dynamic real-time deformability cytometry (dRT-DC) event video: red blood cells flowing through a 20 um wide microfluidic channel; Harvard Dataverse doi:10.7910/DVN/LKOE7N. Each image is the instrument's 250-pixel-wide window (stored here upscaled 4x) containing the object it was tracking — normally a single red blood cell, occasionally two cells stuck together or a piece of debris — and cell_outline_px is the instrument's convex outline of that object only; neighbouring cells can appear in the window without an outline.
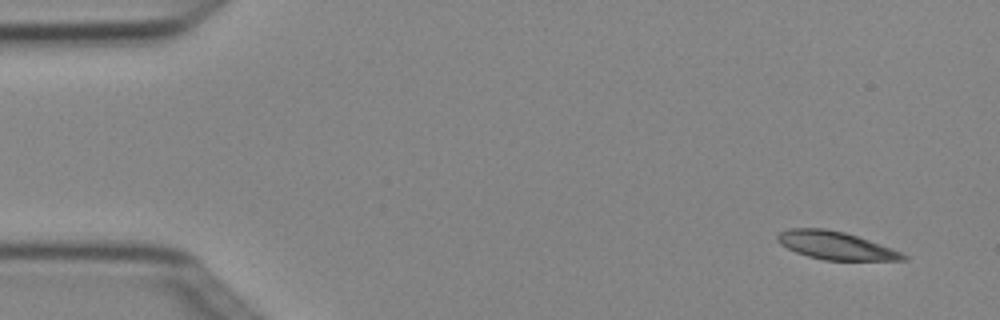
{"species": "Egyptian fruit bat (a non-hibernating species)", "species_latin": "Rousettus aegyptiacus", "temperature_condition": "cold", "stored_images_in_passage": 5, "camera_frame_rate_fps": 3000, "um_per_image_px": 0.085, "animal": {"sex": "female"}, "frame": {"image": 1, "passage_image": 1, "time_ms": 0.0, "image_size_px": [1000, 320], "cell_outline_px": [[908, 260], [824, 260], [808, 256], [796, 252], [780, 244], [776, 240], [776, 236], [780, 232], [788, 228], [824, 228], [844, 232], [868, 240], [900, 252], [908, 256]], "centroid_in_image_um": [70.98, 20.86], "position_along_channel_um": 14.0, "area_um2": 20.23}}
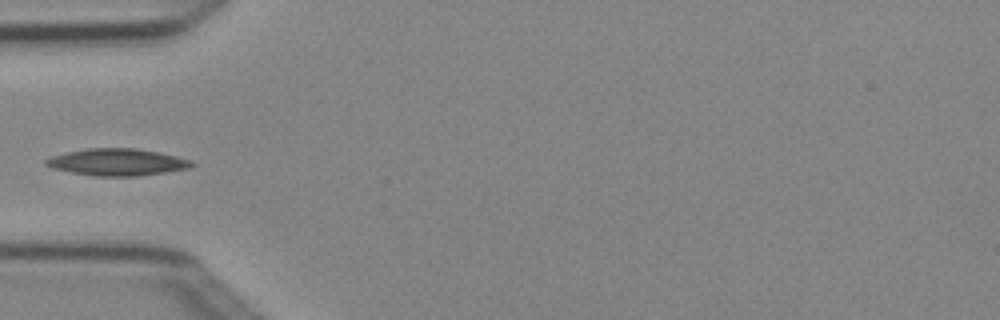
{"frame": {"image": 2, "passage_image": 4, "time_ms": 1.0, "image_size_px": [1000, 320], "cell_outline_px": [[196, 164], [192, 168], [136, 176], [92, 176], [52, 168], [44, 164], [44, 160], [52, 156], [64, 152], [88, 148], [136, 148], [160, 152], [192, 160]], "centroid_in_image_um": [9.97, 13.77], "position_along_channel_um": 75.0, "area_um2": 23.06}}
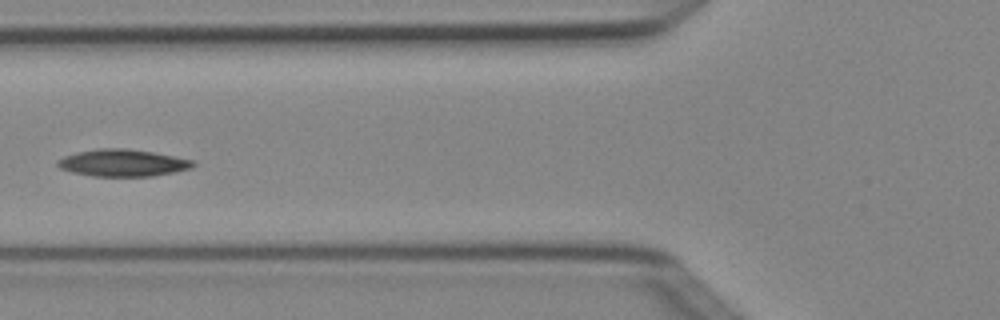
{"frame": {"image": 3, "passage_image": 5, "time_ms": 1.333, "image_size_px": [1000, 320], "cell_outline_px": [[196, 164], [192, 168], [152, 176], [92, 176], [72, 172], [60, 168], [56, 164], [56, 160], [64, 156], [76, 152], [96, 148], [128, 148], [152, 152], [196, 160]], "centroid_in_image_um": [10.42, 13.83], "position_along_channel_um": 115.4, "area_um2": 21.5}}